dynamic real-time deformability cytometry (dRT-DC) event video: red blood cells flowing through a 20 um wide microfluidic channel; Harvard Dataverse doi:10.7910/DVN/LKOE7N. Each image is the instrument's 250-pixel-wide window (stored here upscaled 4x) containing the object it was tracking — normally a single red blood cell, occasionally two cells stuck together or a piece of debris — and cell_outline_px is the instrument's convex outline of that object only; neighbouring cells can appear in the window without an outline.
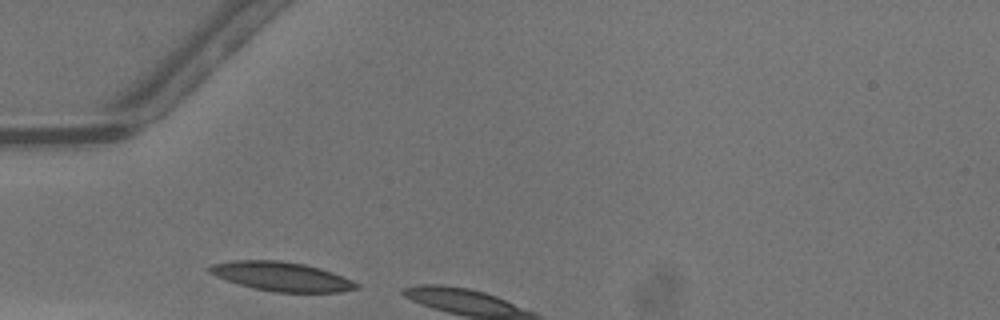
{"species": "common noctule bat (a hibernating species)", "species_latin": "Nyctalus noctula", "temperature_condition": "warm", "stored_images_in_passage": 3, "camera_frame_rate_fps": 3000, "um_per_image_px": 0.085, "animal": {"sex": "male", "body_mass_g": 13.3}, "frame": {"image": 1, "passage_image": 1, "time_ms": 0.0, "image_size_px": [1000, 320], "cell_outline_px": [[360, 288], [340, 292], [272, 292], [252, 288], [216, 276], [208, 272], [204, 268], [212, 264], [236, 260], [280, 260], [304, 264], [320, 268], [332, 272], [352, 280], [360, 284]], "centroid_in_image_um": [23.93, 23.5], "position_along_channel_um": 61.1, "area_um2": 25.03}}